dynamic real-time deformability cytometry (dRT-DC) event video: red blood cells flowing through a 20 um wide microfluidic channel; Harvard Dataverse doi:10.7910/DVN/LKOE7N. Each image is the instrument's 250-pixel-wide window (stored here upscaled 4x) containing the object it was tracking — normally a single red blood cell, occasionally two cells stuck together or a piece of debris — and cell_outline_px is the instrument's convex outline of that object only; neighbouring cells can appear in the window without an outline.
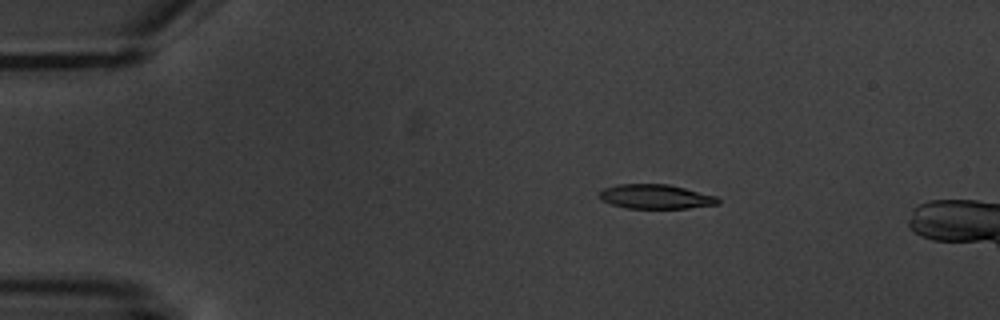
{"species": "common noctule bat (a hibernating species)", "species_latin": "Nyctalus noctula", "temperature_condition": "warm", "stored_images_in_passage": 4, "camera_frame_rate_fps": 3000, "um_per_image_px": 0.085, "animal": {"sex": "male", "body_mass_g": 20.1, "forearm_length_mm": 53.5}, "frame": {"image": 1, "passage_image": 2, "time_ms": 1.333, "image_size_px": [1000, 320], "cell_outline_px": [[720, 204], [688, 208], [628, 208], [612, 204], [600, 200], [600, 192], [604, 188], [616, 184], [668, 184], [716, 196], [720, 200]], "centroid_in_image_um": [55.73, 16.71], "position_along_channel_um": 29.3, "area_um2": 16.76}}